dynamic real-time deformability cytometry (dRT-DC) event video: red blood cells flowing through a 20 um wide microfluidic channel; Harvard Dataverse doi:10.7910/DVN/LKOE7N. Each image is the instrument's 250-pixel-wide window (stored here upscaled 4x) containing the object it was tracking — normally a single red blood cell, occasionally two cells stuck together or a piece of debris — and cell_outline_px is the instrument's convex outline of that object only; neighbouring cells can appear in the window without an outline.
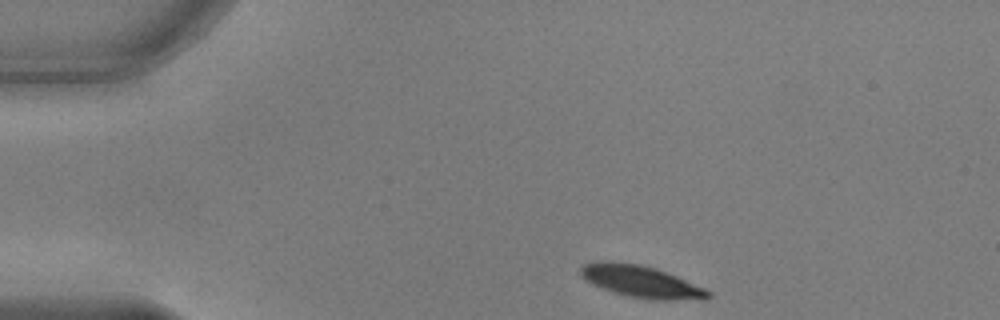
{"species": "common noctule bat (a hibernating species)", "species_latin": "Nyctalus noctula", "temperature_condition": "warm", "stored_images_in_passage": 40, "camera_frame_rate_fps": 3000, "um_per_image_px": 0.085, "animal": {"sex": "male", "body_mass_g": 17.9, "forearm_length_mm": 54.2}, "frame": {"image": 1, "passage_image": 1, "time_ms": 0.0, "image_size_px": [1000, 320], "cell_outline_px": [[712, 296], [708, 300], [652, 300], [628, 296], [600, 288], [584, 280], [580, 276], [580, 268], [584, 264], [596, 260], [608, 260], [640, 264], [656, 268], [676, 276], [704, 288], [712, 292]], "centroid_in_image_um": [54.48, 23.93], "position_along_channel_um": 30.5, "area_um2": 24.22}}
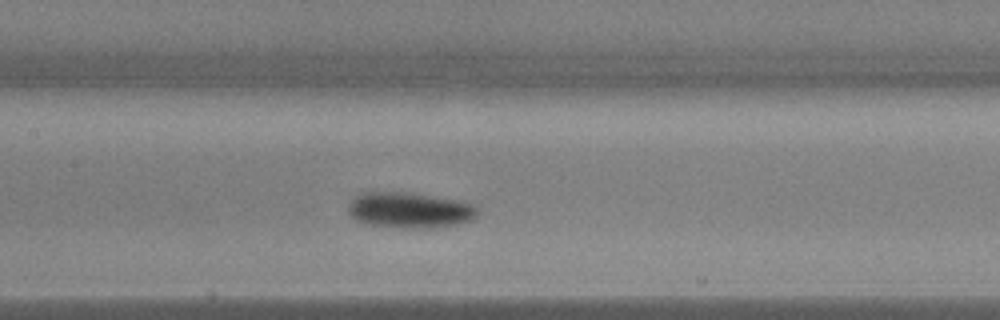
{"frame": {"image": 2, "passage_image": 17, "time_ms": 5.333, "image_size_px": [1000, 320], "cell_outline_px": [[480, 212], [472, 220], [456, 224], [432, 228], [400, 228], [368, 224], [356, 220], [348, 212], [348, 204], [360, 192], [408, 192], [452, 200], [468, 204], [476, 208]], "centroid_in_image_um": [34.76, 17.87], "position_along_channel_um": 172.6, "area_um2": 26.65}}
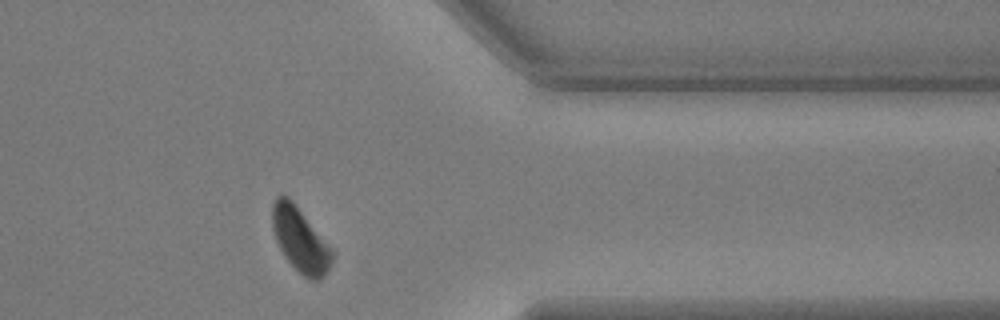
{"frame": {"image": 3, "passage_image": 35, "time_ms": 11.333, "image_size_px": [1000, 320], "cell_outline_px": [[332, 260], [324, 276], [320, 280], [312, 280], [304, 276], [284, 256], [276, 240], [272, 228], [272, 204], [276, 196], [288, 196], [292, 200], [332, 248]], "centroid_in_image_um": [25.5, 20.36], "position_along_channel_um": 385.9, "area_um2": 22.08}, "authors_computed_cell_mechanics": {"area_um2": 25.0563, "velocity_mm_per_s": 3.7533, "shape_relaxation_time_tau1_ms": 2.2539, "shape_relaxation_time_tau2_ms": null, "deformation_change_tau1": 0.1372, "deformation_change_tau2": null}}